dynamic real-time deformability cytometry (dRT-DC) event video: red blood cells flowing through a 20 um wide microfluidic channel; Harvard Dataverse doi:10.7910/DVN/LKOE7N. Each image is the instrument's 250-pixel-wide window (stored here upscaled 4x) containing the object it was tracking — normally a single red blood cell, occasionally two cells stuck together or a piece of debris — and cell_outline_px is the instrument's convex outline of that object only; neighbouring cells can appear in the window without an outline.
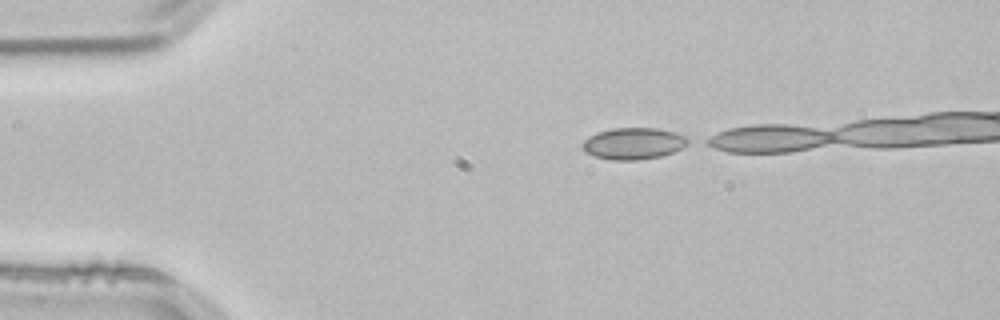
{"species": "common noctule bat (a hibernating species)", "species_latin": "Nyctalus noctula", "temperature_condition": "room temperature", "stored_images_in_passage": 14, "camera_frame_rate_fps": 3000, "um_per_image_px": 0.085, "animal": {"sex": "male", "body_mass_g": 21.5, "forearm_length_mm": 52.0}, "frame": {"image": 1, "passage_image": 1, "time_ms": 0.0, "image_size_px": [1000, 320], "cell_outline_px": [[696, 140], [692, 144], [684, 148], [660, 156], [640, 160], [612, 160], [596, 156], [584, 152], [580, 144], [588, 136], [596, 132], [612, 128], [656, 128], [676, 132], [688, 136]], "centroid_in_image_um": [53.92, 12.19], "position_along_channel_um": 31.1, "area_um2": 20.06}}